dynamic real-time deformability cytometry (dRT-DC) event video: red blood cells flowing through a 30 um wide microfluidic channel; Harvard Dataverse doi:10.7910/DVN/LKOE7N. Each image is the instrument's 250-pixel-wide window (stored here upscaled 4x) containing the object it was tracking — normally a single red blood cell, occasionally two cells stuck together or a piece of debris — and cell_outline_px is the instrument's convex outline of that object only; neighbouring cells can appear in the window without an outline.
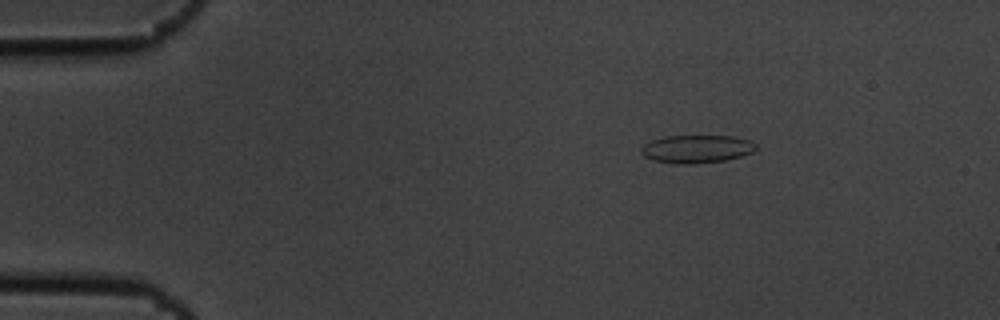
{"species": "common noctule bat (a hibernating species)", "species_latin": "Nyctalus noctula", "temperature_condition": "cold", "stored_images_in_passage": 3, "camera_frame_rate_fps": 3000, "um_per_image_px": 0.085, "animal": {"sex": "male", "body_mass_g": 19.5, "forearm_length_mm": 54.6}, "frame": {"image": 1, "passage_image": 1, "time_ms": 0.0, "image_size_px": [1000, 320], "cell_outline_px": [[756, 148], [752, 152], [740, 156], [724, 160], [696, 164], [680, 164], [656, 160], [644, 156], [640, 152], [640, 148], [644, 144], [652, 140], [664, 136], [732, 136], [752, 140], [756, 144]], "centroid_in_image_um": [59.22, 12.65], "position_along_channel_um": 25.8, "area_um2": 18.67}}